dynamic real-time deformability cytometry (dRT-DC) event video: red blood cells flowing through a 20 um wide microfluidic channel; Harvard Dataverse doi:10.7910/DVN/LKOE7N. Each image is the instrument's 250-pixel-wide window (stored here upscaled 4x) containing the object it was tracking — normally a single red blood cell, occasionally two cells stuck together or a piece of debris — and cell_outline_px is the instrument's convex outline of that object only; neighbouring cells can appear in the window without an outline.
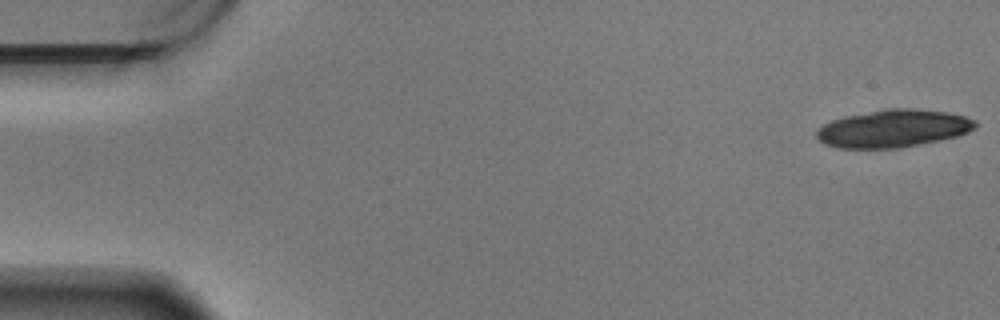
{"species": "Egyptian fruit bat (a non-hibernating species)", "species_latin": "Rousettus aegyptiacus", "temperature_condition": "warm", "stored_images_in_passage": 20, "camera_frame_rate_fps": 3000, "um_per_image_px": 0.085, "animal": {"sex": "male"}, "frame": {"image": 1, "passage_image": 1, "time_ms": 0.0, "image_size_px": [1000, 320], "cell_outline_px": [[980, 124], [976, 128], [968, 132], [956, 136], [940, 140], [900, 148], [836, 148], [824, 144], [816, 136], [816, 132], [824, 124], [832, 120], [844, 116], [884, 108], [916, 108], [948, 112], [964, 116], [976, 120]], "centroid_in_image_um": [75.95, 10.91], "position_along_channel_um": 9.0, "area_um2": 35.14}}